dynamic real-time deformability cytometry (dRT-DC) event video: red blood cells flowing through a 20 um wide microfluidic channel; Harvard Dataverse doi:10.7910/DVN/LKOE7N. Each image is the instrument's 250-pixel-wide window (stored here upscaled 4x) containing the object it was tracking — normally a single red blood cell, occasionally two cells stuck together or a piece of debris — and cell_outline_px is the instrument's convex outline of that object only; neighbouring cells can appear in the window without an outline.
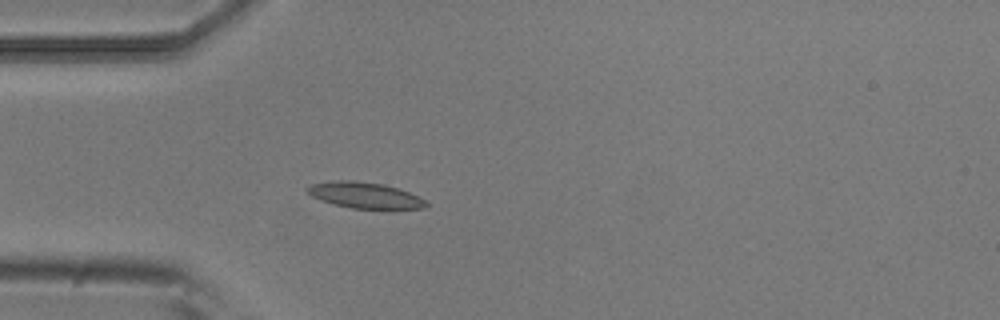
{"species": "common noctule bat (a hibernating species)", "species_latin": "Nyctalus noctula", "temperature_condition": "room temperature", "stored_images_in_passage": 4, "camera_frame_rate_fps": 3000, "um_per_image_px": 0.085, "animal": {"sex": "male", "body_mass_g": 20.5, "forearm_length_mm": 52.5}, "frame": {"image": 1, "passage_image": 4, "time_ms": 1.0, "image_size_px": [1000, 320], "cell_outline_px": [[428, 204], [424, 208], [388, 212], [352, 208], [332, 204], [320, 200], [312, 196], [304, 188], [312, 184], [332, 180], [352, 180], [384, 184], [408, 192], [424, 200]], "centroid_in_image_um": [31.05, 16.65], "position_along_channel_um": 54.0, "area_um2": 18.79}}